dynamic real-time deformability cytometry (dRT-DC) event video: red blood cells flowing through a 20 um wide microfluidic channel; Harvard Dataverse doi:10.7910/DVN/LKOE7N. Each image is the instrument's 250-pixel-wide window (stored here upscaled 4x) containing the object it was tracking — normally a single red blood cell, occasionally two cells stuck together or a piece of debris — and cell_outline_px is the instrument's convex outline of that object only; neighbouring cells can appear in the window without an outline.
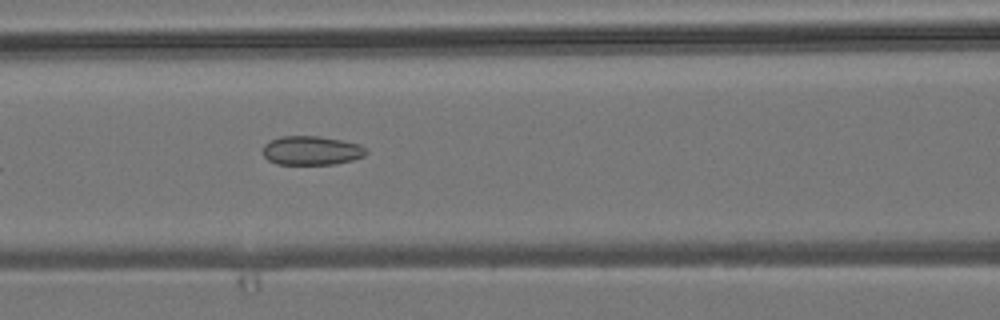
{"species": "common noctule bat (a hibernating species)", "species_latin": "Nyctalus noctula", "temperature_condition": "room temperature", "stored_images_in_passage": 8, "camera_frame_rate_fps": 3000, "um_per_image_px": 0.085, "animal": {"sex": "male", "body_mass_g": 19.2, "forearm_length_mm": 51.8}, "frame": {"image": 1, "passage_image": 8, "time_ms": 8.0, "image_size_px": [1000, 320], "cell_outline_px": [[368, 152], [364, 156], [352, 160], [336, 164], [276, 164], [268, 160], [264, 156], [264, 144], [280, 136], [320, 136], [360, 144]], "centroid_in_image_um": [26.48, 12.79], "position_along_channel_um": 140.1, "area_um2": 17.4}}